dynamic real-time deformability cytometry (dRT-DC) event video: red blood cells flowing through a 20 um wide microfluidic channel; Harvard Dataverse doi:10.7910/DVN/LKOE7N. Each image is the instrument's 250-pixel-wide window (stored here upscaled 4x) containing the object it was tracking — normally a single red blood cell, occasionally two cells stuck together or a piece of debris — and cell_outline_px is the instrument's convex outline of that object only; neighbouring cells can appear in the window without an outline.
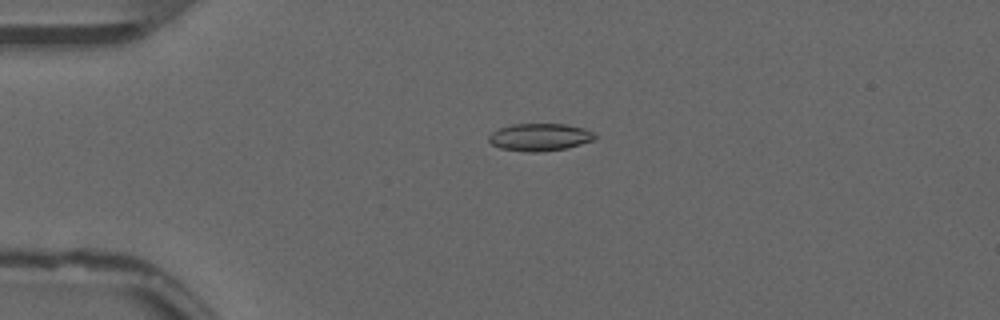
{"species": "common noctule bat (a hibernating species)", "species_latin": "Nyctalus noctula", "temperature_condition": "warm", "stored_images_in_passage": 51, "camera_frame_rate_fps": 3000, "um_per_image_px": 0.085, "animal": {"sex": "male", "forearm_length_mm": 52.5}, "frame": {"image": 1, "passage_image": 10, "time_ms": 3.0, "image_size_px": [1000, 320], "cell_outline_px": [[596, 140], [568, 148], [536, 152], [528, 152], [500, 148], [492, 144], [488, 140], [488, 136], [492, 132], [500, 128], [512, 124], [564, 124], [584, 128], [592, 132], [596, 136]], "centroid_in_image_um": [45.9, 11.66], "position_along_channel_um": 39.1, "area_um2": 16.99}}
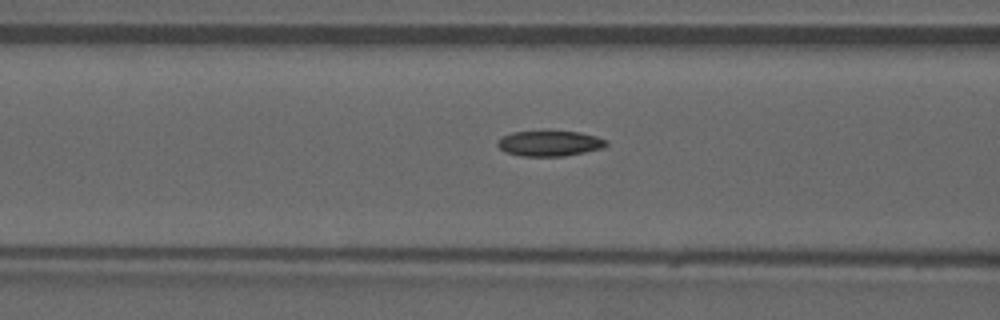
{"frame": {"image": 2, "passage_image": 19, "time_ms": 6.0, "image_size_px": [1000, 320], "cell_outline_px": [[608, 144], [604, 148], [564, 156], [520, 156], [504, 152], [496, 144], [496, 140], [500, 136], [512, 132], [580, 132], [596, 136], [608, 140]], "centroid_in_image_um": [46.69, 12.2], "position_along_channel_um": 119.9, "area_um2": 16.18}}
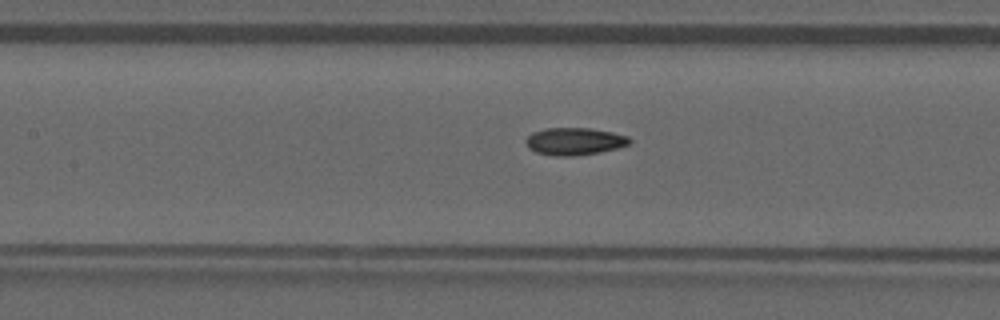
{"frame": {"image": 3, "passage_image": 22, "time_ms": 7.0, "image_size_px": [1000, 320], "cell_outline_px": [[632, 140], [628, 144], [616, 148], [600, 152], [572, 156], [556, 156], [536, 152], [528, 148], [524, 140], [532, 132], [544, 128], [588, 128], [612, 132], [628, 136]], "centroid_in_image_um": [48.8, 12.01], "position_along_channel_um": 158.6, "area_um2": 16.53}, "authors_computed_cell_mechanics": {"area_um2": 16.184, "velocity_mm_per_s": 3.8355, "shape_relaxation_time_tau1_ms": null, "shape_relaxation_time_tau2_ms": 3.0097, "deformation_change_tau1": null, "deformation_change_tau2": 0.0859}}